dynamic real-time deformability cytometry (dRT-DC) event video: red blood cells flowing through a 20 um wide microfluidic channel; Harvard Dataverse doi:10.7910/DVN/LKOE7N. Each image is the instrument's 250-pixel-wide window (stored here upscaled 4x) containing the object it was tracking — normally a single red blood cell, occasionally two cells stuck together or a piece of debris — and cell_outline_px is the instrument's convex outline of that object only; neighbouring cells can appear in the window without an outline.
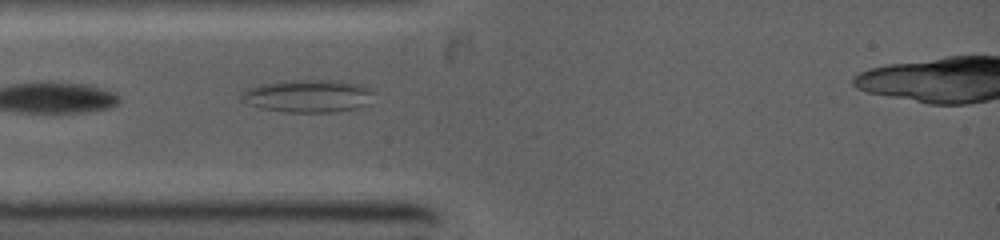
{"species": "common noctule bat (a hibernating species)", "species_latin": "Nyctalus noctula", "temperature_condition": "warm", "stored_images_in_passage": 1, "camera_frame_rate_fps": 5000, "um_per_image_px": 0.085, "animal": {"sex": "female", "body_mass_g": 19.0, "forearm_length_mm": 53.3}, "frame": {"image": 1, "passage_image": 1, "time_ms": 0.0, "image_size_px": [1000, 240], "cell_outline_px": [[376, 92], [368, 104], [360, 108], [332, 112], [284, 112], [260, 108], [248, 104], [240, 96], [248, 88], [260, 84], [284, 80], [344, 80], [364, 84], [372, 88]], "centroid_in_image_um": [26.28, 8.14], "position_along_channel_um": 58.7, "area_um2": 25.84}}